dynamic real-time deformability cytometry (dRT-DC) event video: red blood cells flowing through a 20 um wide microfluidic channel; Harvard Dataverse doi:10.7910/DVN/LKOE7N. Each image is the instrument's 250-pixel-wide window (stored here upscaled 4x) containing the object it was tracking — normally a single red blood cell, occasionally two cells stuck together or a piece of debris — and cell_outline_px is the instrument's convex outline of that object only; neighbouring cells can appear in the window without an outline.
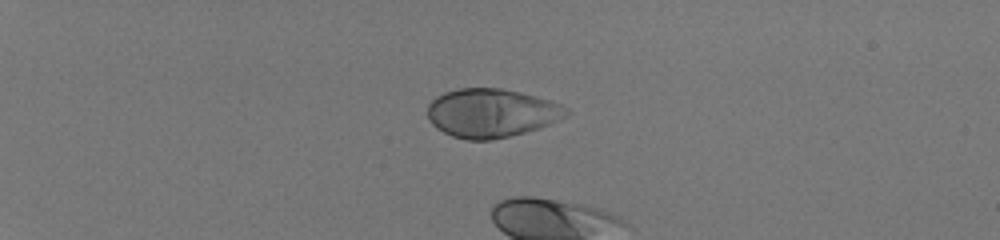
{"species": "human", "species_latin": "Homo sapiens", "temperature_condition": "room temperature", "stored_images_in_passage": 5, "camera_frame_rate_fps": 3000, "um_per_image_px": 0.085, "donor": {"sex": "male"}, "frame": {"image": 1, "passage_image": 1, "time_ms": 0.0, "image_size_px": [1000, 240], "cell_outline_px": [[572, 112], [568, 116], [540, 128], [492, 140], [468, 140], [452, 136], [436, 128], [428, 120], [428, 104], [436, 96], [444, 92], [460, 88], [500, 88], [520, 92], [552, 100], [568, 108]], "centroid_in_image_um": [41.79, 9.6], "position_along_channel_um": 43.2, "area_um2": 39.65}}